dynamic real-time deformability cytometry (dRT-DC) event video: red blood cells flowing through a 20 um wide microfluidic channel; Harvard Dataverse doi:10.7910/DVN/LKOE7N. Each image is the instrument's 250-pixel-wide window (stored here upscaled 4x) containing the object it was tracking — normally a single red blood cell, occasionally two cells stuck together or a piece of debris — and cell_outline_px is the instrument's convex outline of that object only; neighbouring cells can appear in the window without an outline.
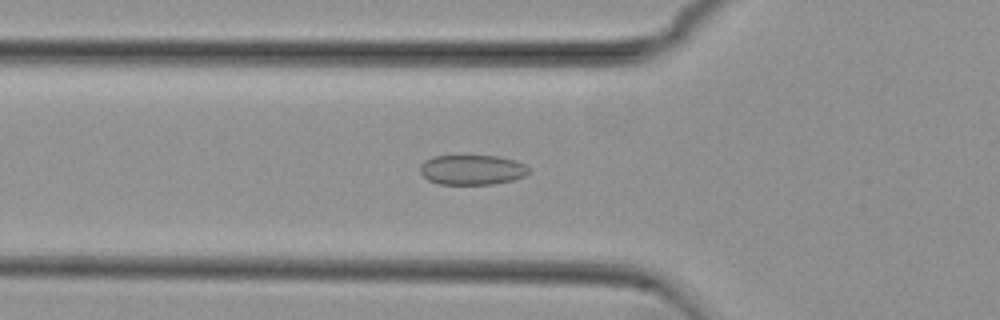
{"species": "common noctule bat (a hibernating species)", "species_latin": "Nyctalus noctula", "temperature_condition": "cold", "stored_images_in_passage": 39, "camera_frame_rate_fps": 3000, "um_per_image_px": 0.085, "animal": {"sex": "female", "body_mass_g": 29.2, "forearm_length_mm": 56.3}, "frame": {"image": 1, "passage_image": 3, "time_ms": 0.667, "image_size_px": [1000, 320], "cell_outline_px": [[528, 172], [524, 176], [512, 180], [492, 184], [440, 184], [428, 180], [420, 172], [420, 164], [424, 160], [432, 156], [496, 156], [512, 160], [524, 164], [528, 168]], "centroid_in_image_um": [40.07, 14.43], "position_along_channel_um": 85.7, "area_um2": 18.79}}
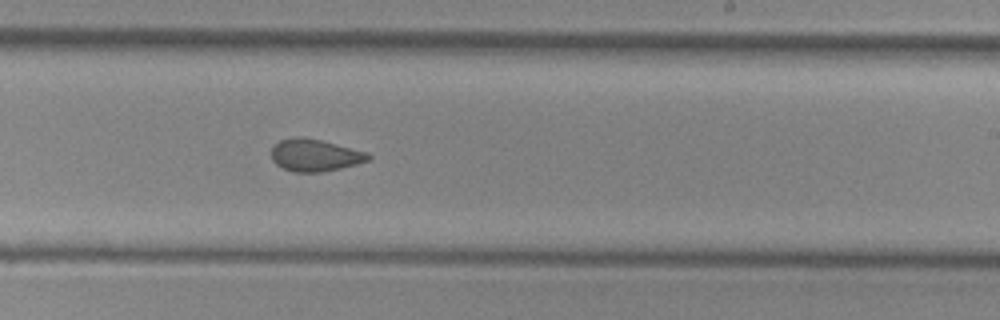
{"frame": {"image": 2, "passage_image": 17, "time_ms": 5.333, "image_size_px": [1000, 320], "cell_outline_px": [[372, 156], [368, 160], [356, 164], [340, 168], [320, 172], [292, 172], [276, 164], [272, 160], [272, 144], [280, 140], [292, 136], [300, 136], [320, 140], [368, 152]], "centroid_in_image_um": [26.73, 13.18], "position_along_channel_um": 262.3, "area_um2": 18.21}}
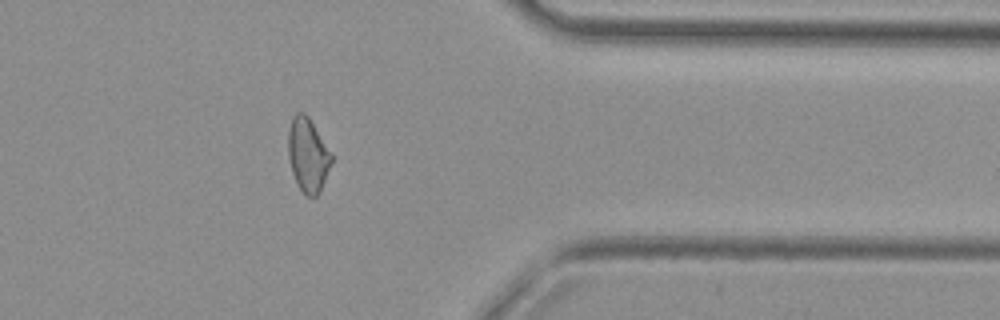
{"frame": {"image": 3, "passage_image": 28, "time_ms": 9.0, "image_size_px": [1000, 320], "cell_outline_px": [[332, 164], [320, 192], [316, 196], [308, 196], [296, 184], [292, 172], [288, 156], [288, 132], [292, 116], [296, 112], [304, 112], [308, 116], [332, 152]], "centroid_in_image_um": [26.18, 13.15], "position_along_channel_um": 385.2, "area_um2": 18.84}, "authors_computed_cell_mechanics": {"area_um2": 18.7272, "velocity_mm_per_s": 3.7753, "shape_relaxation_time_tau1_ms": null, "shape_relaxation_time_tau2_ms": 1.7739, "deformation_change_tau1": null, "deformation_change_tau2": 0.0749}}